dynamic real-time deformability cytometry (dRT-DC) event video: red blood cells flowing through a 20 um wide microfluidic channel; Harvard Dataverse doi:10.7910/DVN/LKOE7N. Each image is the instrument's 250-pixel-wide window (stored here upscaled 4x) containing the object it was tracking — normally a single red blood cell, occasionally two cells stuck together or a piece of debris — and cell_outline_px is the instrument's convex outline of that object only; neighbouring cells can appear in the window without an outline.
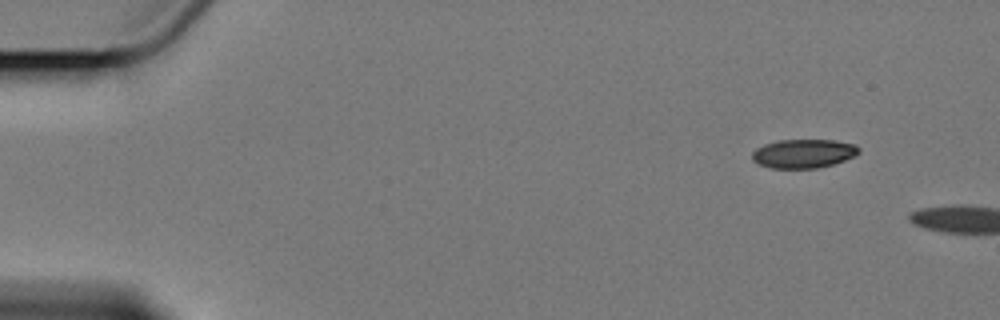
{"species": "Egyptian fruit bat (a non-hibernating species)", "species_latin": "Rousettus aegyptiacus", "temperature_condition": "cold", "stored_images_in_passage": 2, "camera_frame_rate_fps": 3000, "um_per_image_px": 0.085, "animal": {"sex": "female"}, "frame": {"image": 1, "passage_image": 1, "time_ms": 0.0, "image_size_px": [1000, 320], "cell_outline_px": [[860, 152], [856, 156], [832, 164], [816, 168], [772, 168], [760, 164], [752, 160], [752, 152], [756, 148], [764, 144], [780, 140], [832, 140], [856, 144], [860, 148]], "centroid_in_image_um": [68.32, 13.04], "position_along_channel_um": 16.7, "area_um2": 17.92}}